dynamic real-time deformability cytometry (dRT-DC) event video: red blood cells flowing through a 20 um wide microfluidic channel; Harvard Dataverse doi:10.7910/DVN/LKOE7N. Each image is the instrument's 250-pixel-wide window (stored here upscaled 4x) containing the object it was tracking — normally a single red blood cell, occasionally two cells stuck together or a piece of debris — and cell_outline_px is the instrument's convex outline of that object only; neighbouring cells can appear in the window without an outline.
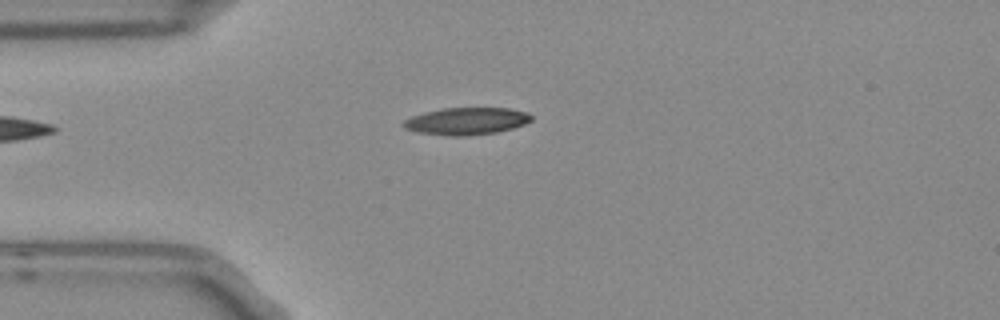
{"species": "Egyptian fruit bat (a non-hibernating species)", "species_latin": "Rousettus aegyptiacus", "temperature_condition": "room temperature", "stored_images_in_passage": 4, "camera_frame_rate_fps": 3000, "um_per_image_px": 0.085, "frame": {"image": 1, "passage_image": 4, "time_ms": 1.0, "image_size_px": [1000, 320], "cell_outline_px": [[532, 120], [524, 124], [512, 128], [496, 132], [468, 136], [448, 136], [416, 132], [404, 128], [400, 124], [404, 120], [412, 116], [424, 112], [444, 108], [508, 108], [528, 112], [532, 116]], "centroid_in_image_um": [39.62, 10.3], "position_along_channel_um": 45.4, "area_um2": 20.4}}